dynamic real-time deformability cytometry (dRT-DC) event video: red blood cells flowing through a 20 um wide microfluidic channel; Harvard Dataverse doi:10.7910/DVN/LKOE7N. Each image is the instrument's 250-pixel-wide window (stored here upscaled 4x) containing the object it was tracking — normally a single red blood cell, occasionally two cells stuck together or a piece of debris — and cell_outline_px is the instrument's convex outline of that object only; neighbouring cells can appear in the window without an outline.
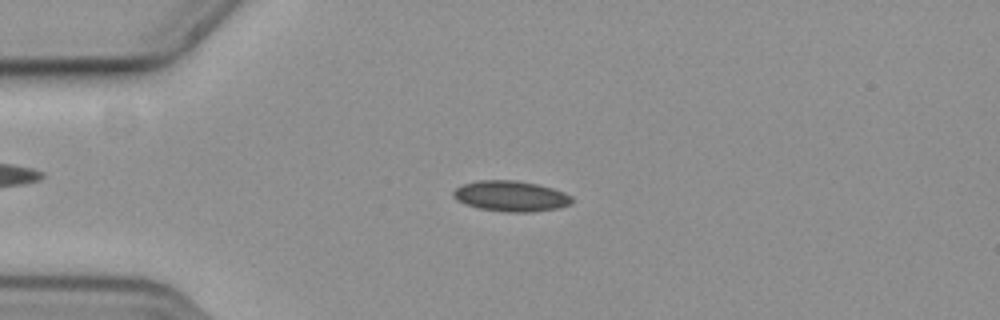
{"species": "common noctule bat (a hibernating species)", "species_latin": "Nyctalus noctula", "temperature_condition": "cold", "stored_images_in_passage": 55, "camera_frame_rate_fps": 3000, "um_per_image_px": 0.085, "animal": {"sex": "female", "body_mass_g": 19.3, "forearm_length_mm": 54.1}, "frame": {"image": 1, "passage_image": 13, "time_ms": 4.0, "image_size_px": [1000, 320], "cell_outline_px": [[572, 204], [560, 208], [532, 212], [504, 212], [476, 208], [464, 204], [456, 200], [452, 196], [452, 192], [456, 188], [464, 184], [480, 180], [512, 180], [536, 184], [552, 188], [564, 192], [572, 196]], "centroid_in_image_um": [43.41, 16.69], "position_along_channel_um": 41.6, "area_um2": 21.33}}
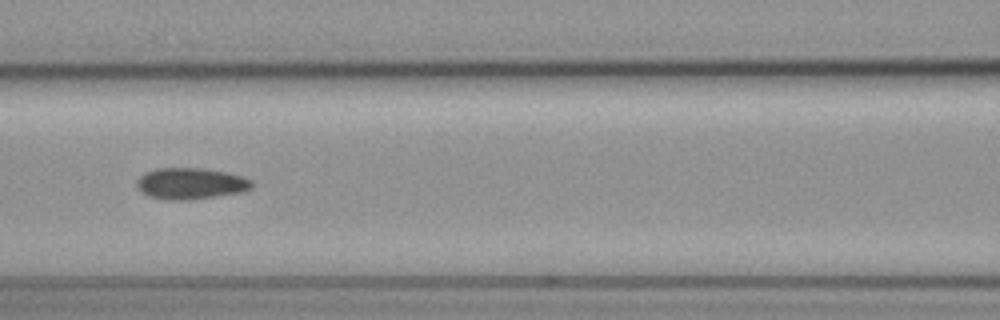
{"frame": {"image": 2, "passage_image": 24, "time_ms": 7.667, "image_size_px": [1000, 320], "cell_outline_px": [[252, 188], [244, 192], [188, 200], [168, 200], [148, 196], [136, 184], [136, 180], [144, 172], [156, 168], [204, 168], [224, 172], [240, 176], [252, 180]], "centroid_in_image_um": [16.2, 15.6], "position_along_channel_um": 150.4, "area_um2": 20.98}}
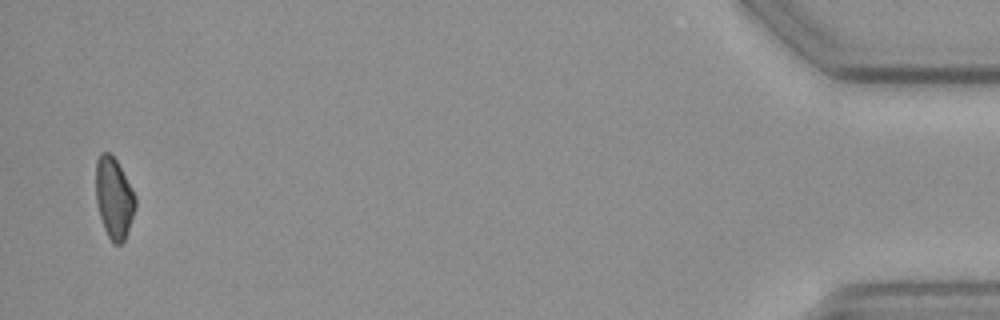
{"frame": {"image": 3, "passage_image": 54, "time_ms": 17.667, "image_size_px": [1000, 320], "cell_outline_px": [[136, 208], [124, 240], [120, 244], [112, 244], [104, 228], [96, 204], [96, 160], [100, 152], [108, 152], [116, 160], [136, 196]], "centroid_in_image_um": [9.68, 16.83], "position_along_channel_um": 425.5, "area_um2": 18.61}, "authors_computed_cell_mechanics": {"area_um2": 20.0566, "velocity_mm_per_s": 3.688, "shape_relaxation_time_tau1_ms": 9.764, "shape_relaxation_time_tau2_ms": 3.9538, "deformation_change_tau1": 0.1311, "deformation_change_tau2": 0.0979}}